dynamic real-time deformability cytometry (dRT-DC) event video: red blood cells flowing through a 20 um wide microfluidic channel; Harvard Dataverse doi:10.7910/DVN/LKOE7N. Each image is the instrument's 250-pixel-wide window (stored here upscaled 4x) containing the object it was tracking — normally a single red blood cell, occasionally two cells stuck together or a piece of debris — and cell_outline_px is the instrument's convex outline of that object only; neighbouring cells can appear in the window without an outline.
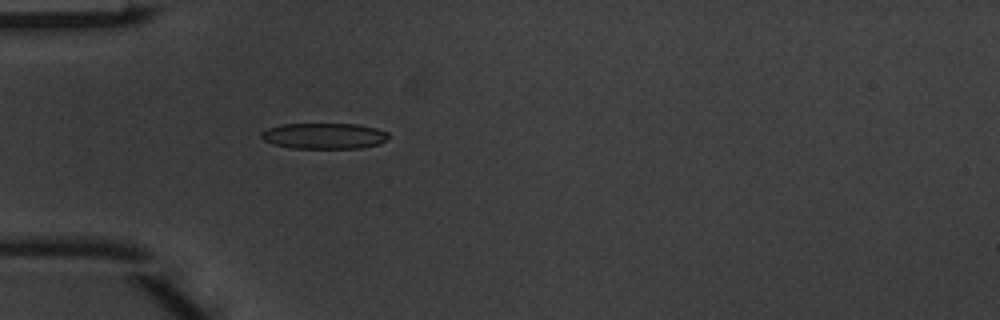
{"species": "common noctule bat (a hibernating species)", "species_latin": "Nyctalus noctula", "temperature_condition": "warm", "stored_images_in_passage": 4, "camera_frame_rate_fps": 3000, "um_per_image_px": 0.085, "animal": {"sex": "male", "body_mass_g": 20.1, "forearm_length_mm": 53.5}, "frame": {"image": 1, "passage_image": 4, "time_ms": 1.0, "image_size_px": [1000, 320], "cell_outline_px": [[388, 140], [380, 144], [360, 148], [288, 148], [272, 144], [264, 140], [260, 136], [260, 132], [268, 128], [280, 124], [360, 124], [376, 128], [388, 132]], "centroid_in_image_um": [27.55, 11.55], "position_along_channel_um": 57.5, "area_um2": 19.42}}